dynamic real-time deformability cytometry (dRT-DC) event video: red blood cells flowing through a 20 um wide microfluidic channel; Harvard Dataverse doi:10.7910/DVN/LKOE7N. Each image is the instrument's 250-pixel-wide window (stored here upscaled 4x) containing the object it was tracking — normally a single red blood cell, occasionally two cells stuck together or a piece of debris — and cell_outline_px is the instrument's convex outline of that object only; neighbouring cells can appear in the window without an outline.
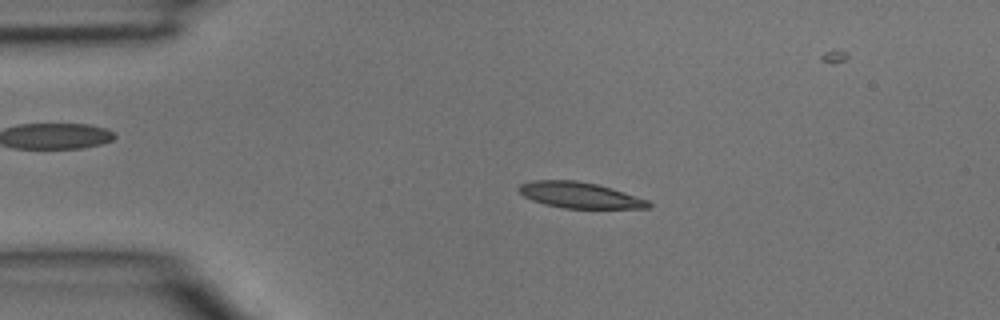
{"species": "common noctule bat (a hibernating species)", "species_latin": "Nyctalus noctula", "temperature_condition": "room temperature", "stored_images_in_passage": 3, "camera_frame_rate_fps": 3000, "um_per_image_px": 0.085, "animal": {"sex": "male", "body_mass_g": 15.6}, "frame": {"image": 1, "passage_image": 2, "time_ms": 0.333, "image_size_px": [1000, 320], "cell_outline_px": [[652, 208], [564, 208], [544, 204], [532, 200], [524, 196], [516, 188], [520, 184], [532, 180], [576, 180], [596, 184], [612, 188], [648, 200], [652, 204]], "centroid_in_image_um": [49.26, 16.58], "position_along_channel_um": 35.7, "area_um2": 19.59}}